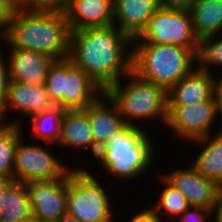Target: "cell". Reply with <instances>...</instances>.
Returning a JSON list of instances; mask_svg holds the SVG:
<instances>
[{"instance_id":"cell-20","label":"cell","mask_w":222,"mask_h":222,"mask_svg":"<svg viewBox=\"0 0 222 222\" xmlns=\"http://www.w3.org/2000/svg\"><path fill=\"white\" fill-rule=\"evenodd\" d=\"M218 134H212L190 141L203 145L191 166L203 177L216 181L222 186V128ZM206 144V145H205Z\"/></svg>"},{"instance_id":"cell-11","label":"cell","mask_w":222,"mask_h":222,"mask_svg":"<svg viewBox=\"0 0 222 222\" xmlns=\"http://www.w3.org/2000/svg\"><path fill=\"white\" fill-rule=\"evenodd\" d=\"M26 187L36 222H57L67 213L68 174L52 180L28 181Z\"/></svg>"},{"instance_id":"cell-38","label":"cell","mask_w":222,"mask_h":222,"mask_svg":"<svg viewBox=\"0 0 222 222\" xmlns=\"http://www.w3.org/2000/svg\"><path fill=\"white\" fill-rule=\"evenodd\" d=\"M17 6L20 4L21 0H12Z\"/></svg>"},{"instance_id":"cell-37","label":"cell","mask_w":222,"mask_h":222,"mask_svg":"<svg viewBox=\"0 0 222 222\" xmlns=\"http://www.w3.org/2000/svg\"><path fill=\"white\" fill-rule=\"evenodd\" d=\"M16 222H36V221L33 218H30V219H25V220H19Z\"/></svg>"},{"instance_id":"cell-3","label":"cell","mask_w":222,"mask_h":222,"mask_svg":"<svg viewBox=\"0 0 222 222\" xmlns=\"http://www.w3.org/2000/svg\"><path fill=\"white\" fill-rule=\"evenodd\" d=\"M141 127L126 124L99 149L95 159L106 173L132 180L150 168L155 149L152 138Z\"/></svg>"},{"instance_id":"cell-7","label":"cell","mask_w":222,"mask_h":222,"mask_svg":"<svg viewBox=\"0 0 222 222\" xmlns=\"http://www.w3.org/2000/svg\"><path fill=\"white\" fill-rule=\"evenodd\" d=\"M91 172L82 165L68 173L67 213L79 222H115L110 194Z\"/></svg>"},{"instance_id":"cell-14","label":"cell","mask_w":222,"mask_h":222,"mask_svg":"<svg viewBox=\"0 0 222 222\" xmlns=\"http://www.w3.org/2000/svg\"><path fill=\"white\" fill-rule=\"evenodd\" d=\"M70 31L113 24L114 0H67L64 11Z\"/></svg>"},{"instance_id":"cell-27","label":"cell","mask_w":222,"mask_h":222,"mask_svg":"<svg viewBox=\"0 0 222 222\" xmlns=\"http://www.w3.org/2000/svg\"><path fill=\"white\" fill-rule=\"evenodd\" d=\"M67 0H21L17 6L24 11L64 12Z\"/></svg>"},{"instance_id":"cell-15","label":"cell","mask_w":222,"mask_h":222,"mask_svg":"<svg viewBox=\"0 0 222 222\" xmlns=\"http://www.w3.org/2000/svg\"><path fill=\"white\" fill-rule=\"evenodd\" d=\"M214 93V74L196 66L167 91L168 106H186L210 100Z\"/></svg>"},{"instance_id":"cell-6","label":"cell","mask_w":222,"mask_h":222,"mask_svg":"<svg viewBox=\"0 0 222 222\" xmlns=\"http://www.w3.org/2000/svg\"><path fill=\"white\" fill-rule=\"evenodd\" d=\"M45 87L54 105L65 110L85 109L104 91L69 58L54 60L45 79Z\"/></svg>"},{"instance_id":"cell-33","label":"cell","mask_w":222,"mask_h":222,"mask_svg":"<svg viewBox=\"0 0 222 222\" xmlns=\"http://www.w3.org/2000/svg\"><path fill=\"white\" fill-rule=\"evenodd\" d=\"M215 73L218 74L217 70H216V72H214V93H213V96L215 98L219 118L221 119L222 118V73H220V75H217V77H216Z\"/></svg>"},{"instance_id":"cell-5","label":"cell","mask_w":222,"mask_h":222,"mask_svg":"<svg viewBox=\"0 0 222 222\" xmlns=\"http://www.w3.org/2000/svg\"><path fill=\"white\" fill-rule=\"evenodd\" d=\"M131 49V70L167 91L197 66V55L185 47L132 43Z\"/></svg>"},{"instance_id":"cell-31","label":"cell","mask_w":222,"mask_h":222,"mask_svg":"<svg viewBox=\"0 0 222 222\" xmlns=\"http://www.w3.org/2000/svg\"><path fill=\"white\" fill-rule=\"evenodd\" d=\"M128 222H164L151 208H145L133 215Z\"/></svg>"},{"instance_id":"cell-4","label":"cell","mask_w":222,"mask_h":222,"mask_svg":"<svg viewBox=\"0 0 222 222\" xmlns=\"http://www.w3.org/2000/svg\"><path fill=\"white\" fill-rule=\"evenodd\" d=\"M104 94L117 107L128 125L138 126L134 121L161 119L166 123L167 90L145 80L132 70L118 82L110 85Z\"/></svg>"},{"instance_id":"cell-21","label":"cell","mask_w":222,"mask_h":222,"mask_svg":"<svg viewBox=\"0 0 222 222\" xmlns=\"http://www.w3.org/2000/svg\"><path fill=\"white\" fill-rule=\"evenodd\" d=\"M189 13L199 41L222 34V0H196Z\"/></svg>"},{"instance_id":"cell-17","label":"cell","mask_w":222,"mask_h":222,"mask_svg":"<svg viewBox=\"0 0 222 222\" xmlns=\"http://www.w3.org/2000/svg\"><path fill=\"white\" fill-rule=\"evenodd\" d=\"M84 110L89 116L97 155L99 149L126 123L117 107L104 93Z\"/></svg>"},{"instance_id":"cell-34","label":"cell","mask_w":222,"mask_h":222,"mask_svg":"<svg viewBox=\"0 0 222 222\" xmlns=\"http://www.w3.org/2000/svg\"><path fill=\"white\" fill-rule=\"evenodd\" d=\"M12 181H13L12 178L0 175V207H1V202L3 199V194L5 192V189Z\"/></svg>"},{"instance_id":"cell-9","label":"cell","mask_w":222,"mask_h":222,"mask_svg":"<svg viewBox=\"0 0 222 222\" xmlns=\"http://www.w3.org/2000/svg\"><path fill=\"white\" fill-rule=\"evenodd\" d=\"M24 138V139H23ZM26 137L18 141L12 179L28 182L32 180H52L65 177L72 169L51 154V149L24 143Z\"/></svg>"},{"instance_id":"cell-22","label":"cell","mask_w":222,"mask_h":222,"mask_svg":"<svg viewBox=\"0 0 222 222\" xmlns=\"http://www.w3.org/2000/svg\"><path fill=\"white\" fill-rule=\"evenodd\" d=\"M32 217L26 183L12 181L3 194L0 207V222H16Z\"/></svg>"},{"instance_id":"cell-32","label":"cell","mask_w":222,"mask_h":222,"mask_svg":"<svg viewBox=\"0 0 222 222\" xmlns=\"http://www.w3.org/2000/svg\"><path fill=\"white\" fill-rule=\"evenodd\" d=\"M196 0H159V5L168 9L189 11Z\"/></svg>"},{"instance_id":"cell-35","label":"cell","mask_w":222,"mask_h":222,"mask_svg":"<svg viewBox=\"0 0 222 222\" xmlns=\"http://www.w3.org/2000/svg\"><path fill=\"white\" fill-rule=\"evenodd\" d=\"M215 222H222V191L219 194L218 202L216 203V208L214 211Z\"/></svg>"},{"instance_id":"cell-28","label":"cell","mask_w":222,"mask_h":222,"mask_svg":"<svg viewBox=\"0 0 222 222\" xmlns=\"http://www.w3.org/2000/svg\"><path fill=\"white\" fill-rule=\"evenodd\" d=\"M211 216H214V210L189 206L179 218L177 217L176 222H206Z\"/></svg>"},{"instance_id":"cell-30","label":"cell","mask_w":222,"mask_h":222,"mask_svg":"<svg viewBox=\"0 0 222 222\" xmlns=\"http://www.w3.org/2000/svg\"><path fill=\"white\" fill-rule=\"evenodd\" d=\"M18 8L12 0H0V29L16 14Z\"/></svg>"},{"instance_id":"cell-10","label":"cell","mask_w":222,"mask_h":222,"mask_svg":"<svg viewBox=\"0 0 222 222\" xmlns=\"http://www.w3.org/2000/svg\"><path fill=\"white\" fill-rule=\"evenodd\" d=\"M218 111L214 96L202 103L186 106H168L165 126L177 138L190 142L210 135Z\"/></svg>"},{"instance_id":"cell-2","label":"cell","mask_w":222,"mask_h":222,"mask_svg":"<svg viewBox=\"0 0 222 222\" xmlns=\"http://www.w3.org/2000/svg\"><path fill=\"white\" fill-rule=\"evenodd\" d=\"M70 32L64 12L18 9L0 29V41L10 49L34 50L60 60L69 57Z\"/></svg>"},{"instance_id":"cell-13","label":"cell","mask_w":222,"mask_h":222,"mask_svg":"<svg viewBox=\"0 0 222 222\" xmlns=\"http://www.w3.org/2000/svg\"><path fill=\"white\" fill-rule=\"evenodd\" d=\"M53 106L45 85L10 80L5 102L0 108V123H7L8 116L6 115L10 108L18 112L20 116L31 118Z\"/></svg>"},{"instance_id":"cell-19","label":"cell","mask_w":222,"mask_h":222,"mask_svg":"<svg viewBox=\"0 0 222 222\" xmlns=\"http://www.w3.org/2000/svg\"><path fill=\"white\" fill-rule=\"evenodd\" d=\"M72 148L73 150H86L96 157V145L94 144L90 120L84 109L65 110L61 119L60 136L57 146Z\"/></svg>"},{"instance_id":"cell-16","label":"cell","mask_w":222,"mask_h":222,"mask_svg":"<svg viewBox=\"0 0 222 222\" xmlns=\"http://www.w3.org/2000/svg\"><path fill=\"white\" fill-rule=\"evenodd\" d=\"M8 72L11 81L45 85L51 63L50 56L27 49H9Z\"/></svg>"},{"instance_id":"cell-29","label":"cell","mask_w":222,"mask_h":222,"mask_svg":"<svg viewBox=\"0 0 222 222\" xmlns=\"http://www.w3.org/2000/svg\"><path fill=\"white\" fill-rule=\"evenodd\" d=\"M2 50V49H0ZM0 51V108L5 102L6 94L10 82L9 72H8V62L7 58L5 57Z\"/></svg>"},{"instance_id":"cell-24","label":"cell","mask_w":222,"mask_h":222,"mask_svg":"<svg viewBox=\"0 0 222 222\" xmlns=\"http://www.w3.org/2000/svg\"><path fill=\"white\" fill-rule=\"evenodd\" d=\"M9 122L0 123V175L12 178L17 144L24 134L22 122Z\"/></svg>"},{"instance_id":"cell-12","label":"cell","mask_w":222,"mask_h":222,"mask_svg":"<svg viewBox=\"0 0 222 222\" xmlns=\"http://www.w3.org/2000/svg\"><path fill=\"white\" fill-rule=\"evenodd\" d=\"M186 198L189 206L214 210L222 191L216 181L200 175L191 165L187 169H177L162 175Z\"/></svg>"},{"instance_id":"cell-26","label":"cell","mask_w":222,"mask_h":222,"mask_svg":"<svg viewBox=\"0 0 222 222\" xmlns=\"http://www.w3.org/2000/svg\"><path fill=\"white\" fill-rule=\"evenodd\" d=\"M199 63V64H198ZM197 66L211 74V66L222 71V34L203 38L199 42ZM217 67V68H216Z\"/></svg>"},{"instance_id":"cell-23","label":"cell","mask_w":222,"mask_h":222,"mask_svg":"<svg viewBox=\"0 0 222 222\" xmlns=\"http://www.w3.org/2000/svg\"><path fill=\"white\" fill-rule=\"evenodd\" d=\"M65 109L54 105L53 107L32 116L30 120L29 135L41 139L46 145L57 144L60 136L61 119Z\"/></svg>"},{"instance_id":"cell-1","label":"cell","mask_w":222,"mask_h":222,"mask_svg":"<svg viewBox=\"0 0 222 222\" xmlns=\"http://www.w3.org/2000/svg\"><path fill=\"white\" fill-rule=\"evenodd\" d=\"M131 48L132 39L114 24L84 28L70 32L68 58L105 91L131 71Z\"/></svg>"},{"instance_id":"cell-36","label":"cell","mask_w":222,"mask_h":222,"mask_svg":"<svg viewBox=\"0 0 222 222\" xmlns=\"http://www.w3.org/2000/svg\"><path fill=\"white\" fill-rule=\"evenodd\" d=\"M57 222H79L74 216L66 213Z\"/></svg>"},{"instance_id":"cell-18","label":"cell","mask_w":222,"mask_h":222,"mask_svg":"<svg viewBox=\"0 0 222 222\" xmlns=\"http://www.w3.org/2000/svg\"><path fill=\"white\" fill-rule=\"evenodd\" d=\"M159 7V0H114L113 24L133 39Z\"/></svg>"},{"instance_id":"cell-25","label":"cell","mask_w":222,"mask_h":222,"mask_svg":"<svg viewBox=\"0 0 222 222\" xmlns=\"http://www.w3.org/2000/svg\"><path fill=\"white\" fill-rule=\"evenodd\" d=\"M161 184H163L164 190L159 196V200L155 201V206L150 208L162 219V213L167 214L172 220L177 216H181L182 213L189 207L186 198L178 191L173 185H171L163 176L160 177ZM161 215V216H160Z\"/></svg>"},{"instance_id":"cell-8","label":"cell","mask_w":222,"mask_h":222,"mask_svg":"<svg viewBox=\"0 0 222 222\" xmlns=\"http://www.w3.org/2000/svg\"><path fill=\"white\" fill-rule=\"evenodd\" d=\"M199 40L193 31L189 11L159 7L146 27L132 43H153L176 45L191 49L196 55Z\"/></svg>"}]
</instances>
